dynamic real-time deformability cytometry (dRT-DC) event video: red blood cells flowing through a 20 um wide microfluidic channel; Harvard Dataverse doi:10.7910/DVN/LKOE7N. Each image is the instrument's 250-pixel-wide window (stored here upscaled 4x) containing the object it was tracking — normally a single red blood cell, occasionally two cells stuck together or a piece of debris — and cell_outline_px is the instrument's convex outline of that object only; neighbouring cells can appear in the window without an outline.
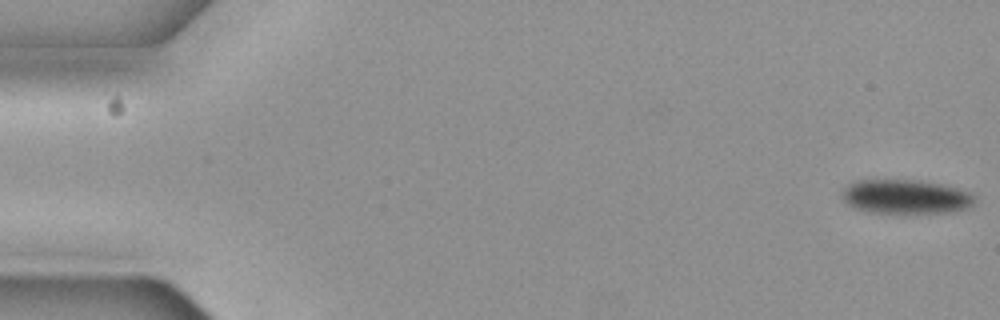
{"species": "common noctule bat (a hibernating species)", "species_latin": "Nyctalus noctula", "temperature_condition": "cold", "stored_images_in_passage": 57, "camera_frame_rate_fps": 3000, "um_per_image_px": 0.085, "animal": {"sex": "female", "body_mass_g": 19.3, "forearm_length_mm": 54.1}, "frame": {"image": 1, "passage_image": 1, "time_ms": 0.0, "image_size_px": [1000, 320], "cell_outline_px": [[976, 200], [972, 204], [964, 208], [952, 212], [908, 216], [900, 216], [868, 212], [856, 208], [848, 204], [844, 200], [844, 188], [848, 184], [856, 180], [920, 180], [940, 184], [956, 188], [968, 192], [976, 196]], "centroid_in_image_um": [76.99, 16.77], "position_along_channel_um": 8.0, "area_um2": 27.28}}
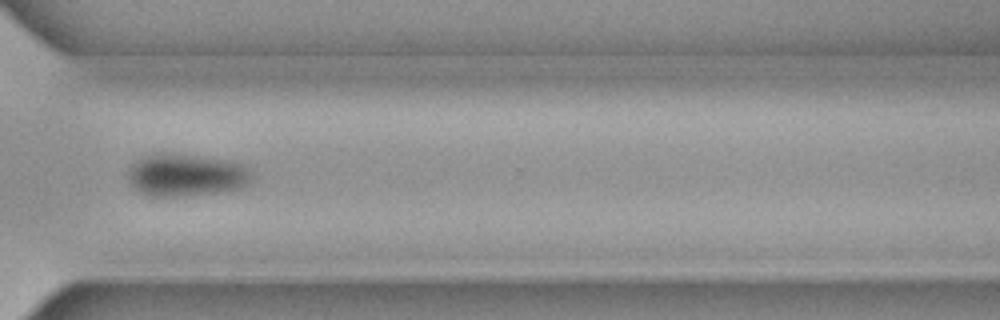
{"frame": {"image": 2, "passage_image": 42, "time_ms": 13.667, "image_size_px": [1000, 320], "cell_outline_px": [[252, 176], [240, 188], [216, 192], [188, 196], [148, 196], [140, 192], [128, 180], [128, 172], [132, 164], [136, 160], [144, 156], [156, 152], [164, 152], [224, 160], [240, 164]], "centroid_in_image_um": [15.71, 14.88], "position_along_channel_um": 354.9, "area_um2": 30.06}}
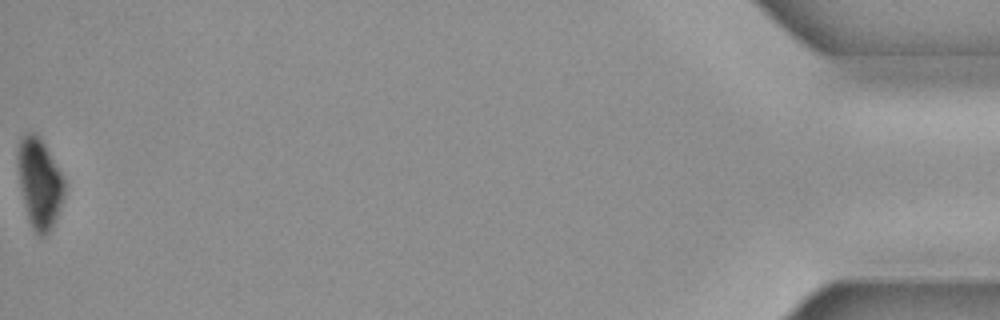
{"frame": {"image": 3, "passage_image": 57, "time_ms": 18.667, "image_size_px": [1000, 320], "cell_outline_px": [[64, 196], [60, 208], [48, 232], [44, 236], [36, 236], [28, 220], [20, 188], [16, 160], [16, 152], [20, 140], [28, 132], [36, 132], [40, 136], [60, 172], [64, 180]], "centroid_in_image_um": [3.32, 15.55], "position_along_channel_um": 431.9, "area_um2": 24.39}, "authors_computed_cell_mechanics": {"area_um2": 29.7092, "velocity_mm_per_s": 3.6694, "shape_relaxation_time_tau1_ms": 2.5162, "shape_relaxation_time_tau2_ms": null, "deformation_change_tau1": 0.0718, "deformation_change_tau2": null}}